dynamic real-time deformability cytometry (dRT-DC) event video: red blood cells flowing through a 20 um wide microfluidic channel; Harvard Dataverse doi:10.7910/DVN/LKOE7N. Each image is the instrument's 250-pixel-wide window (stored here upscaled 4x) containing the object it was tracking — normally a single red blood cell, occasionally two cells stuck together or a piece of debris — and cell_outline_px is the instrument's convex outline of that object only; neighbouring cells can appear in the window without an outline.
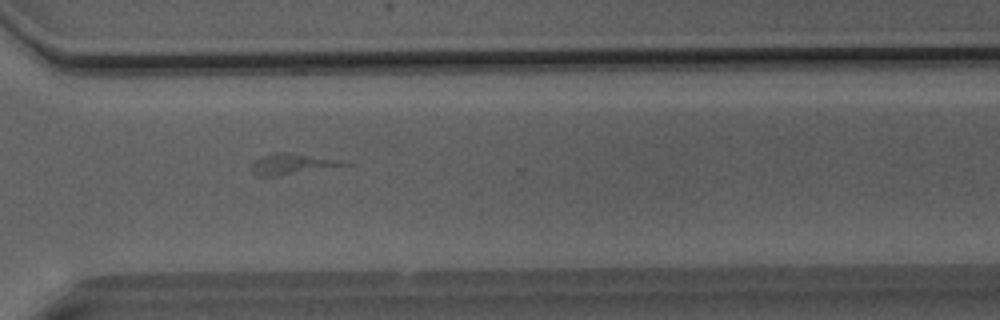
{"species": "Egyptian fruit bat (a non-hibernating species)", "species_latin": "Rousettus aegyptiacus", "temperature_condition": "room temperature", "stored_images_in_passage": 32, "camera_frame_rate_fps": 3000, "um_per_image_px": 0.085, "animal": {"sex": "male"}, "frame": {"image": 1, "passage_image": 21, "time_ms": 6.667, "image_size_px": [1000, 320], "cell_outline_px": [[352, 164], [276, 176], [256, 176], [252, 172], [252, 164], [256, 160], [264, 156], [276, 152], [288, 152], [336, 160]], "centroid_in_image_um": [24.73, 13.95], "position_along_channel_um": 345.9, "area_um2": 10.64}}
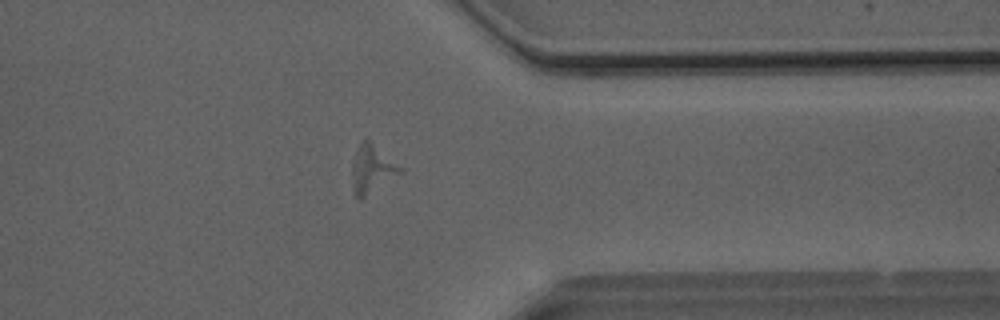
{"frame": {"image": 2, "passage_image": 24, "time_ms": 7.667, "image_size_px": [1000, 320], "cell_outline_px": [[404, 172], [360, 200], [356, 200], [352, 188], [352, 168], [356, 152], [360, 144], [364, 140], [368, 140], [404, 168]], "centroid_in_image_um": [31.64, 14.43], "position_along_channel_um": 379.8, "area_um2": 13.41}}